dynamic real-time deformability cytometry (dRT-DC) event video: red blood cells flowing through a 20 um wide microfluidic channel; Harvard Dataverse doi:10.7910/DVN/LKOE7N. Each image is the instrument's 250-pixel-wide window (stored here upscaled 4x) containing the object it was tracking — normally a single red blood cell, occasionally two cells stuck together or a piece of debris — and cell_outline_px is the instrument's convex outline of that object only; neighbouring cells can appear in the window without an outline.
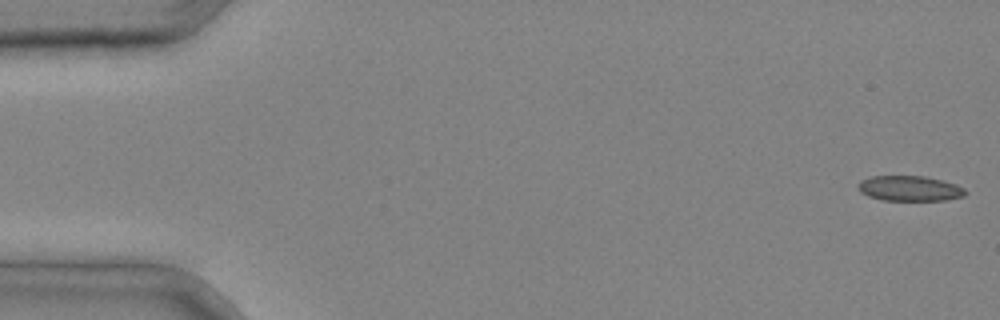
{"species": "common noctule bat (a hibernating species)", "species_latin": "Nyctalus noctula", "temperature_condition": "cold", "stored_images_in_passage": 4, "camera_frame_rate_fps": 3000, "um_per_image_px": 0.085, "animal": {"sex": "male", "body_mass_g": 20.4}, "frame": {"image": 1, "passage_image": 1, "time_ms": 0.0, "image_size_px": [1000, 320], "cell_outline_px": [[968, 192], [964, 196], [944, 200], [884, 200], [868, 196], [860, 192], [856, 188], [856, 184], [860, 180], [872, 176], [924, 176], [956, 184], [964, 188]], "centroid_in_image_um": [77.28, 16.01], "position_along_channel_um": 7.7, "area_um2": 15.84}}
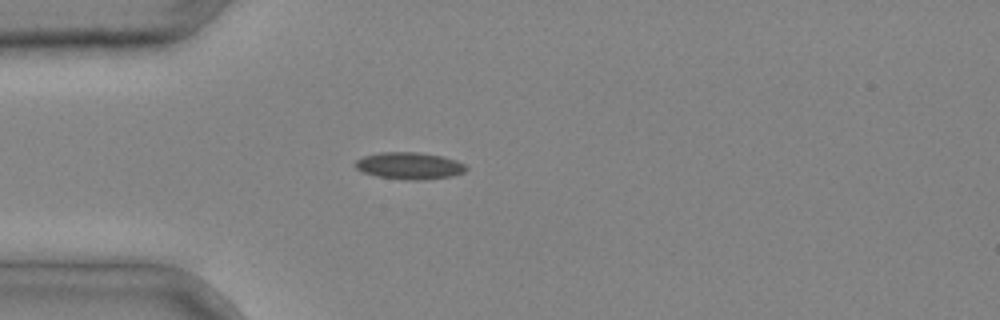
{"frame": {"image": 2, "passage_image": 4, "time_ms": 1.0, "image_size_px": [1000, 320], "cell_outline_px": [[468, 168], [464, 172], [452, 176], [424, 180], [404, 180], [376, 176], [364, 172], [356, 168], [352, 164], [356, 160], [364, 156], [380, 152], [420, 152], [444, 156], [456, 160], [464, 164]], "centroid_in_image_um": [34.8, 14.09], "position_along_channel_um": 50.2, "area_um2": 17.63}}